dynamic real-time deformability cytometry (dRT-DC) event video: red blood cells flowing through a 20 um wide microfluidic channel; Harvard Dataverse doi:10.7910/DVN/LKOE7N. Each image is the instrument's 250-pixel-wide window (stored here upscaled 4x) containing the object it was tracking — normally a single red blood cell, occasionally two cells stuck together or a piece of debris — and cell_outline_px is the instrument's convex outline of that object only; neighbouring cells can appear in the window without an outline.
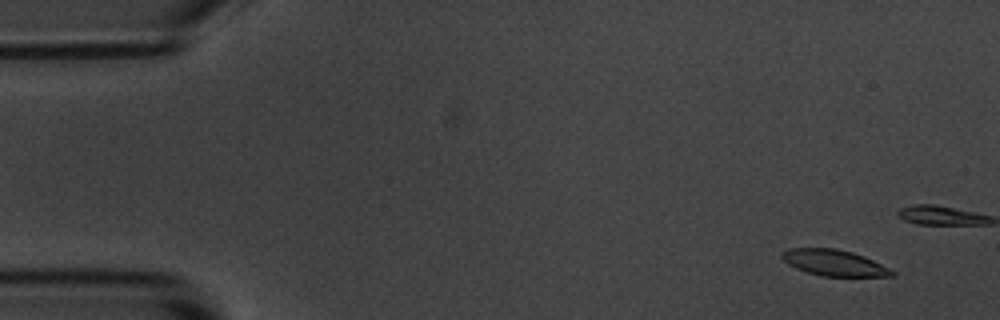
{"species": "common noctule bat (a hibernating species)", "species_latin": "Nyctalus noctula", "temperature_condition": "room temperature", "stored_images_in_passage": 6, "camera_frame_rate_fps": 3000, "um_per_image_px": 0.085, "animal": {"sex": "male", "body_mass_g": 20.1, "forearm_length_mm": 53.5}, "frame": {"image": 1, "passage_image": 2, "time_ms": 1.0, "image_size_px": [1000, 320], "cell_outline_px": [[896, 276], [820, 276], [796, 268], [788, 264], [780, 256], [780, 252], [788, 248], [836, 248], [852, 252], [864, 256], [896, 272]], "centroid_in_image_um": [70.87, 22.33], "position_along_channel_um": 14.1, "area_um2": 16.7}}